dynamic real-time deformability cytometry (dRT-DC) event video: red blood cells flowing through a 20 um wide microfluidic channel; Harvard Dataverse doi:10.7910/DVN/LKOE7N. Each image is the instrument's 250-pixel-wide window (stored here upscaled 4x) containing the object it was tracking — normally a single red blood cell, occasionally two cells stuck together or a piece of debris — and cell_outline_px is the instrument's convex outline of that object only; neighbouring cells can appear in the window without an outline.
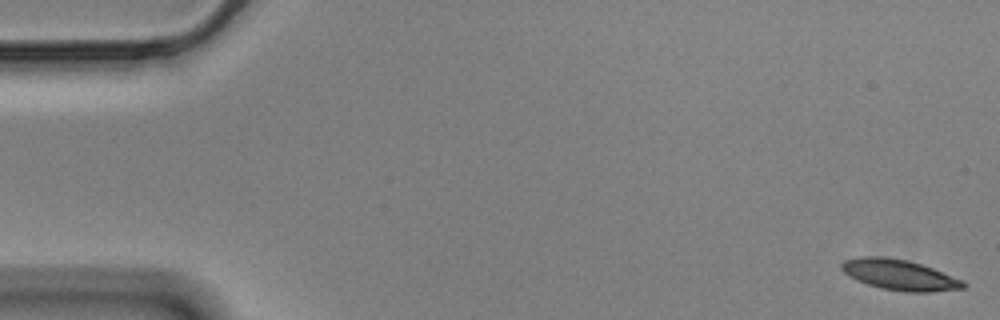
{"species": "Egyptian fruit bat (a non-hibernating species)", "species_latin": "Rousettus aegyptiacus", "temperature_condition": "cold", "stored_images_in_passage": 57, "camera_frame_rate_fps": 3000, "um_per_image_px": 0.085, "animal": {"sex": "male"}, "frame": {"image": 1, "passage_image": 1, "time_ms": 0.0, "image_size_px": [1000, 320], "cell_outline_px": [[968, 284], [964, 288], [928, 292], [904, 292], [880, 288], [856, 280], [848, 276], [840, 268], [840, 264], [844, 260], [860, 256], [880, 256], [904, 260], [920, 264], [932, 268], [964, 280]], "centroid_in_image_um": [76.44, 23.37], "position_along_channel_um": 8.6, "area_um2": 21.68}}
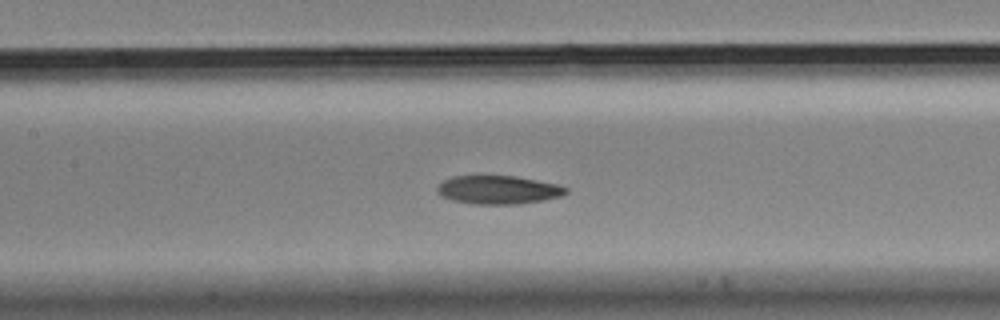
{"frame": {"image": 2, "passage_image": 26, "time_ms": 8.333, "image_size_px": [1000, 320], "cell_outline_px": [[568, 192], [564, 196], [544, 200], [516, 204], [472, 204], [452, 200], [440, 196], [436, 192], [436, 188], [444, 180], [452, 176], [480, 172], [516, 176], [560, 184], [568, 188]], "centroid_in_image_um": [42.33, 16.08], "position_along_channel_um": 165.1, "area_um2": 22.54}}
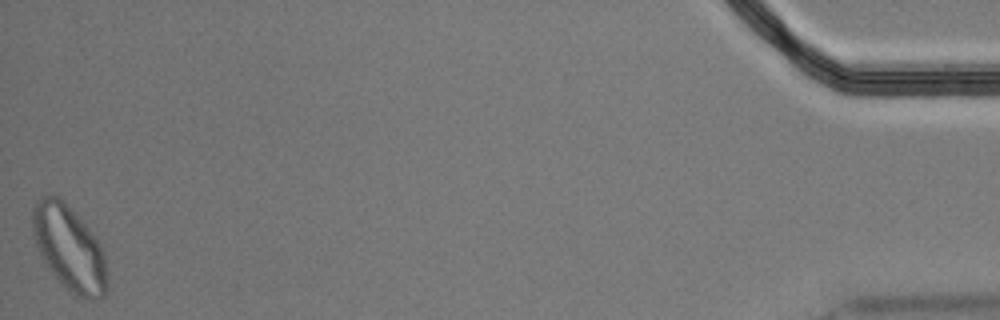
{"frame": {"image": 3, "passage_image": 57, "time_ms": 18.667, "image_size_px": [1000, 320], "cell_outline_px": [[108, 288], [104, 296], [100, 300], [88, 300], [76, 296], [48, 268], [36, 244], [32, 232], [32, 208], [36, 200], [40, 196], [60, 196], [96, 236], [104, 248], [108, 280]], "centroid_in_image_um": [5.93, 21.09], "position_along_channel_um": 429.3, "area_um2": 37.28}, "authors_computed_cell_mechanics": {"area_um2": 22.1374, "velocity_mm_per_s": 3.4759, "shape_relaxation_time_tau1_ms": 6.6131, "shape_relaxation_time_tau2_ms": 9.6208, "deformation_change_tau1": 0.1547, "deformation_change_tau2": 0.1748}}